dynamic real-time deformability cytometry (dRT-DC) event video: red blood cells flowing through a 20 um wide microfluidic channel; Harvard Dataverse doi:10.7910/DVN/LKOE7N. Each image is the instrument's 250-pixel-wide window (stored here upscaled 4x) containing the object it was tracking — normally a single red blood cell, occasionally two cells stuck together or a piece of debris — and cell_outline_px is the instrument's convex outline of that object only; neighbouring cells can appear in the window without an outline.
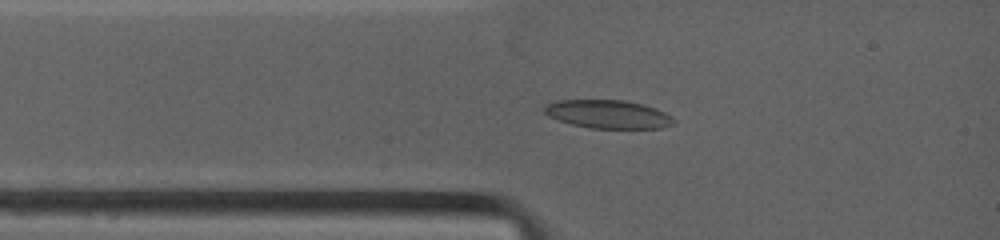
{"species": "common noctule bat (a hibernating species)", "species_latin": "Nyctalus noctula", "temperature_condition": "warm", "stored_images_in_passage": 95, "camera_frame_rate_fps": 4500, "um_per_image_px": 0.085, "animal": {"sex": "female", "body_mass_g": 19.0, "forearm_length_mm": 53.3}, "frame": {"image": 1, "passage_image": 13, "time_ms": 1.556, "image_size_px": [1000, 240], "cell_outline_px": [[676, 124], [660, 128], [588, 128], [572, 124], [548, 116], [544, 112], [544, 104], [556, 100], [624, 100], [644, 104], [656, 108], [672, 116], [676, 120]], "centroid_in_image_um": [51.71, 9.7], "position_along_channel_um": 33.3, "area_um2": 21.56}}
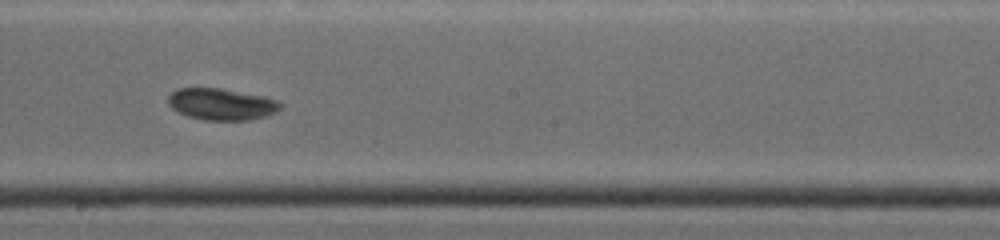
{"frame": {"image": 2, "passage_image": 56, "time_ms": 6.667, "image_size_px": [1000, 240], "cell_outline_px": [[280, 108], [276, 112], [268, 116], [248, 120], [204, 120], [188, 116], [172, 108], [168, 104], [168, 96], [176, 88], [220, 88], [264, 96], [280, 100]], "centroid_in_image_um": [18.84, 8.85], "position_along_channel_um": 229.4, "area_um2": 20.75}}
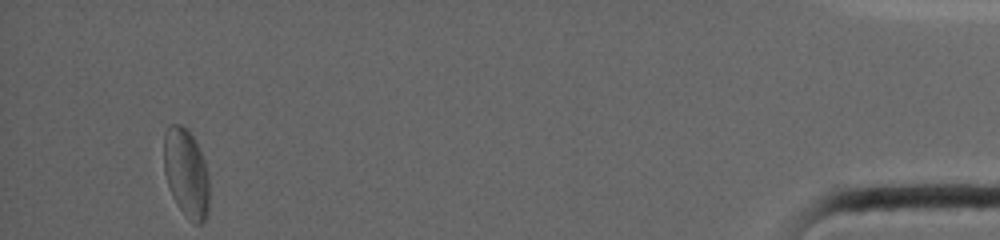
{"frame": {"image": 3, "passage_image": 95, "time_ms": 14.444, "image_size_px": [1000, 240], "cell_outline_px": [[208, 212], [204, 220], [200, 224], [196, 224], [176, 204], [172, 196], [164, 172], [164, 132], [168, 124], [180, 124], [196, 140], [204, 160], [208, 172]], "centroid_in_image_um": [15.82, 14.67], "position_along_channel_um": 419.4, "area_um2": 23.29}, "authors_computed_cell_mechanics": {"area_um2": 21.097, "velocity_mm_per_s": 3.8941, "shape_relaxation_time_tau1_ms": 7.57, "shape_relaxation_time_tau2_ms": 2.3777, "deformation_change_tau1": 0.136, "deformation_change_tau2": 0.0344}}